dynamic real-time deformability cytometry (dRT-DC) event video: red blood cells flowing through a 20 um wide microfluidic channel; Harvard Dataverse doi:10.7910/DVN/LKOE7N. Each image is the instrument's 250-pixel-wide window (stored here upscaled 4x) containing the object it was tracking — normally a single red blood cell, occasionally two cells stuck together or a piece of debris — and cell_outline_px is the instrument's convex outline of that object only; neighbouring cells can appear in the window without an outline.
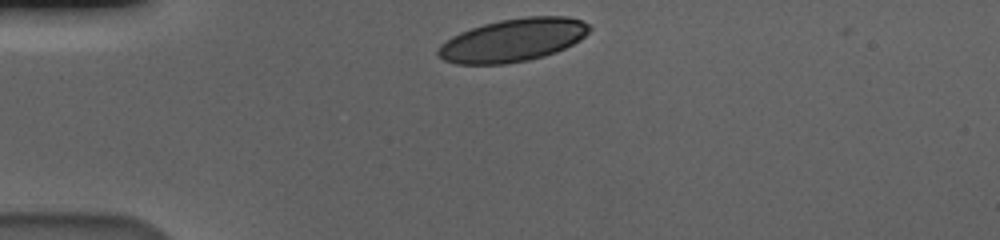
{"species": "human", "species_latin": "Homo sapiens", "temperature_condition": "cold", "stored_images_in_passage": 35, "camera_frame_rate_fps": 3000, "um_per_image_px": 0.085, "donor": {"sex": "male"}, "frame": {"image": 1, "passage_image": 1, "time_ms": 0.0, "image_size_px": [1000, 240], "cell_outline_px": [[592, 28], [580, 40], [556, 52], [544, 56], [528, 60], [504, 64], [456, 64], [444, 60], [436, 52], [440, 44], [452, 36], [460, 32], [484, 24], [500, 20], [528, 16], [568, 16], [580, 20], [588, 24]], "centroid_in_image_um": [43.6, 3.41], "position_along_channel_um": 41.4, "area_um2": 37.8}}
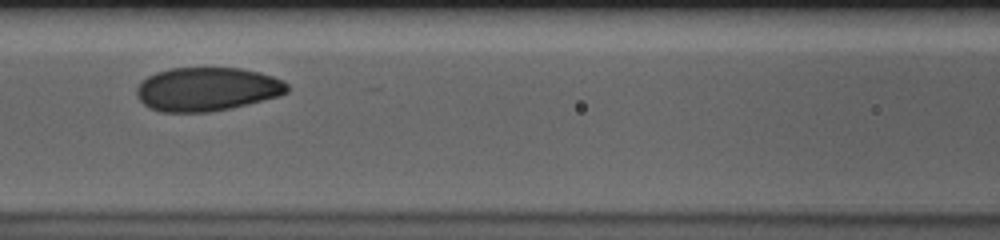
{"frame": {"image": 2, "passage_image": 13, "time_ms": 4.0, "image_size_px": [1000, 240], "cell_outline_px": [[288, 92], [280, 96], [228, 108], [208, 112], [164, 112], [152, 108], [144, 104], [136, 96], [136, 88], [140, 80], [156, 72], [172, 68], [240, 68], [260, 72], [272, 76], [288, 84]], "centroid_in_image_um": [17.57, 7.57], "position_along_channel_um": 149.0, "area_um2": 38.21}}
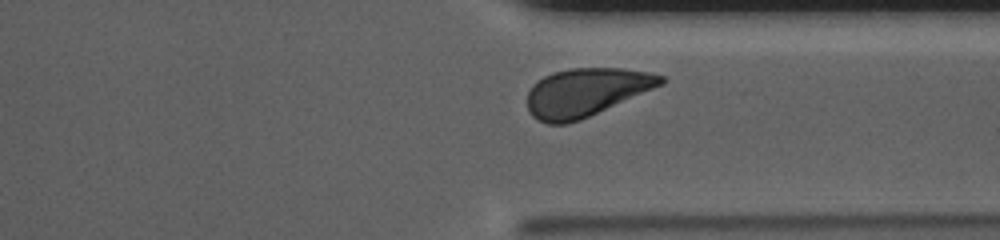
{"frame": {"image": 3, "passage_image": 31, "time_ms": 10.0, "image_size_px": [1000, 240], "cell_outline_px": [[664, 84], [580, 120], [568, 124], [548, 124], [532, 116], [528, 112], [528, 92], [532, 84], [544, 76], [552, 72], [572, 68], [624, 68], [648, 72], [664, 76]], "centroid_in_image_um": [49.8, 7.84], "position_along_channel_um": 361.6, "area_um2": 37.45}, "authors_computed_cell_mechanics": {"area_um2": 38.2058, "velocity_mm_per_s": 3.5436, "shape_relaxation_time_tau1_ms": 4.2341, "shape_relaxation_time_tau2_ms": null, "deformation_change_tau1": 0.1522, "deformation_change_tau2": null}}